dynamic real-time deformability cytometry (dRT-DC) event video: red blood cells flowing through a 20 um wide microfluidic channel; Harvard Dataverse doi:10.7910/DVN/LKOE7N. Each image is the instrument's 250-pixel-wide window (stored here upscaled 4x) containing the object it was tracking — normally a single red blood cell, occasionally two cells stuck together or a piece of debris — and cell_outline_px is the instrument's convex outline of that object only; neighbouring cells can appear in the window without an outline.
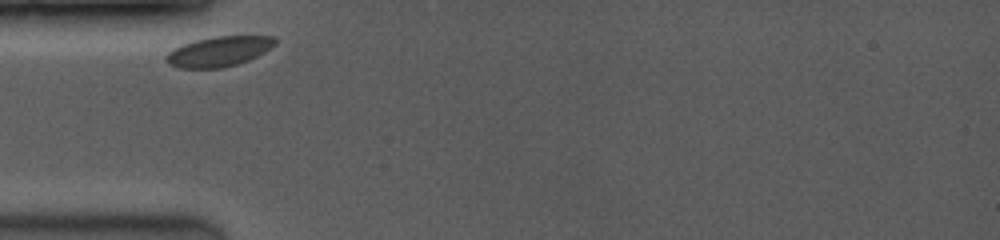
{"species": "common noctule bat (a hibernating species)", "species_latin": "Nyctalus noctula", "temperature_condition": "room temperature", "stored_images_in_passage": 11, "camera_frame_rate_fps": 3500, "um_per_image_px": 0.085, "animal": {"sex": "female", "body_mass_g": 19.0, "forearm_length_mm": 53.3}, "frame": {"image": 1, "passage_image": 1, "time_ms": 0.0, "image_size_px": [1000, 240], "cell_outline_px": [[276, 44], [264, 52], [248, 60], [236, 64], [220, 68], [180, 68], [168, 64], [164, 60], [164, 56], [168, 52], [184, 44], [196, 40], [216, 36], [272, 36], [276, 40]], "centroid_in_image_um": [18.58, 4.38], "position_along_channel_um": 66.4, "area_um2": 18.9}}
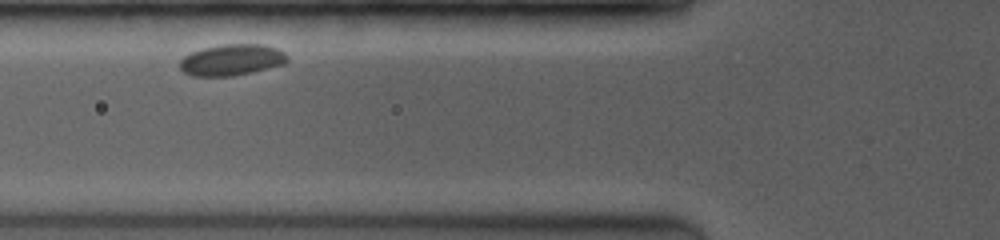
{"frame": {"image": 2, "passage_image": 10, "time_ms": 1.143, "image_size_px": [1000, 240], "cell_outline_px": [[288, 60], [284, 64], [252, 72], [232, 76], [192, 76], [184, 72], [180, 68], [180, 60], [184, 56], [192, 52], [204, 48], [220, 44], [264, 44], [276, 48], [284, 52], [288, 56]], "centroid_in_image_um": [19.7, 5.09], "position_along_channel_um": 106.1, "area_um2": 19.59}}